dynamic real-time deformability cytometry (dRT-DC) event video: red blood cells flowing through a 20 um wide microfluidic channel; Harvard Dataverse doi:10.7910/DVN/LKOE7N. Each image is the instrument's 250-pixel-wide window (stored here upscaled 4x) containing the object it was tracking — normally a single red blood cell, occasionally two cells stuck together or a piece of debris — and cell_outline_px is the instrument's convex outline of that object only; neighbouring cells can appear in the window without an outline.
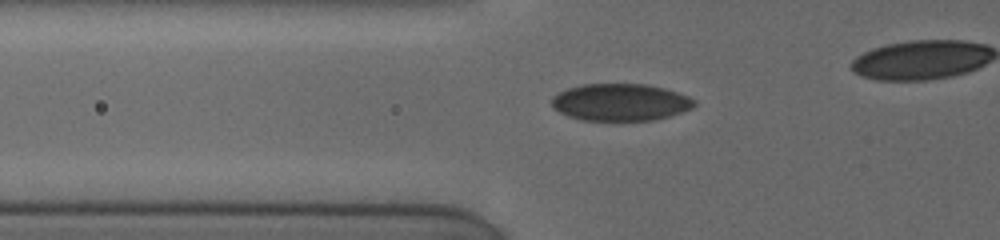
{"species": "human", "species_latin": "Homo sapiens", "temperature_condition": "cold", "stored_images_in_passage": 34, "camera_frame_rate_fps": 3000, "um_per_image_px": 0.085, "donor": {"sex": "female"}, "frame": {"image": 1, "passage_image": 10, "time_ms": 3.333, "image_size_px": [1000, 240], "cell_outline_px": [[696, 104], [692, 108], [668, 116], [652, 120], [580, 120], [568, 116], [552, 108], [552, 96], [568, 88], [580, 84], [648, 84], [664, 88], [688, 96], [696, 100]], "centroid_in_image_um": [52.72, 8.68], "position_along_channel_um": 73.1, "area_um2": 30.81}}
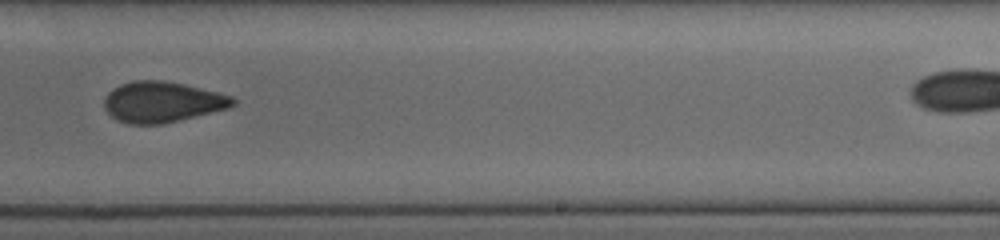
{"frame": {"image": 2, "passage_image": 21, "time_ms": 8.667, "image_size_px": [1000, 240], "cell_outline_px": [[236, 104], [228, 108], [180, 120], [160, 124], [128, 124], [116, 120], [104, 108], [104, 100], [108, 92], [112, 88], [120, 84], [132, 80], [164, 80], [184, 84], [232, 96], [236, 100]], "centroid_in_image_um": [13.76, 8.66], "position_along_channel_um": 275.2, "area_um2": 30.58}}
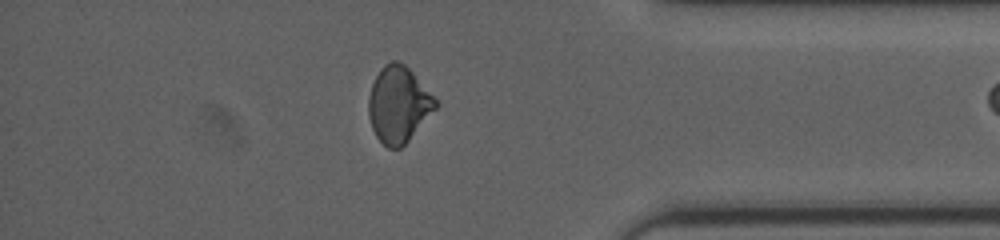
{"frame": {"image": 3, "passage_image": 33, "time_ms": 12.333, "image_size_px": [1000, 240], "cell_outline_px": [[440, 104], [408, 140], [400, 148], [388, 148], [376, 136], [372, 128], [368, 116], [368, 96], [372, 84], [380, 68], [384, 64], [392, 60], [396, 60], [404, 64], [412, 72]], "centroid_in_image_um": [33.85, 8.87], "position_along_channel_um": 401.4, "area_um2": 29.48}}